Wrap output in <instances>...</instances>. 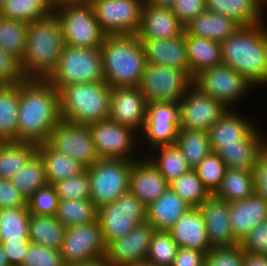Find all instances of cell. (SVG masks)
Instances as JSON below:
<instances>
[{"mask_svg": "<svg viewBox=\"0 0 267 266\" xmlns=\"http://www.w3.org/2000/svg\"><path fill=\"white\" fill-rule=\"evenodd\" d=\"M59 91L48 80L19 83V116L16 141L40 144L61 121Z\"/></svg>", "mask_w": 267, "mask_h": 266, "instance_id": "1", "label": "cell"}, {"mask_svg": "<svg viewBox=\"0 0 267 266\" xmlns=\"http://www.w3.org/2000/svg\"><path fill=\"white\" fill-rule=\"evenodd\" d=\"M265 20L241 26L221 43L222 63L242 74L254 88L267 87V26Z\"/></svg>", "mask_w": 267, "mask_h": 266, "instance_id": "2", "label": "cell"}, {"mask_svg": "<svg viewBox=\"0 0 267 266\" xmlns=\"http://www.w3.org/2000/svg\"><path fill=\"white\" fill-rule=\"evenodd\" d=\"M60 21L53 13L28 25L21 68L26 79L47 80L55 71L64 48Z\"/></svg>", "mask_w": 267, "mask_h": 266, "instance_id": "3", "label": "cell"}, {"mask_svg": "<svg viewBox=\"0 0 267 266\" xmlns=\"http://www.w3.org/2000/svg\"><path fill=\"white\" fill-rule=\"evenodd\" d=\"M100 49L104 81L111 88L139 87L147 62L137 35H108Z\"/></svg>", "mask_w": 267, "mask_h": 266, "instance_id": "4", "label": "cell"}, {"mask_svg": "<svg viewBox=\"0 0 267 266\" xmlns=\"http://www.w3.org/2000/svg\"><path fill=\"white\" fill-rule=\"evenodd\" d=\"M111 91L106 81L64 86L59 91L61 119L81 125L107 119Z\"/></svg>", "mask_w": 267, "mask_h": 266, "instance_id": "5", "label": "cell"}, {"mask_svg": "<svg viewBox=\"0 0 267 266\" xmlns=\"http://www.w3.org/2000/svg\"><path fill=\"white\" fill-rule=\"evenodd\" d=\"M47 80L58 91L71 84L104 81L100 47L64 45L58 65Z\"/></svg>", "mask_w": 267, "mask_h": 266, "instance_id": "6", "label": "cell"}, {"mask_svg": "<svg viewBox=\"0 0 267 266\" xmlns=\"http://www.w3.org/2000/svg\"><path fill=\"white\" fill-rule=\"evenodd\" d=\"M60 21L65 45L80 48L101 47L106 35L98 24L93 7L87 0L54 9Z\"/></svg>", "mask_w": 267, "mask_h": 266, "instance_id": "7", "label": "cell"}, {"mask_svg": "<svg viewBox=\"0 0 267 266\" xmlns=\"http://www.w3.org/2000/svg\"><path fill=\"white\" fill-rule=\"evenodd\" d=\"M134 161L99 159L88 167L90 200L97 209L114 202L129 191V177Z\"/></svg>", "mask_w": 267, "mask_h": 266, "instance_id": "8", "label": "cell"}, {"mask_svg": "<svg viewBox=\"0 0 267 266\" xmlns=\"http://www.w3.org/2000/svg\"><path fill=\"white\" fill-rule=\"evenodd\" d=\"M147 206L130 191L119 196L111 204L98 208L97 220L105 246L130 233L146 221Z\"/></svg>", "mask_w": 267, "mask_h": 266, "instance_id": "9", "label": "cell"}, {"mask_svg": "<svg viewBox=\"0 0 267 266\" xmlns=\"http://www.w3.org/2000/svg\"><path fill=\"white\" fill-rule=\"evenodd\" d=\"M192 84L202 93L220 101L227 109H233L243 98L246 99L250 90H254L242 74L223 63L199 73Z\"/></svg>", "mask_w": 267, "mask_h": 266, "instance_id": "10", "label": "cell"}, {"mask_svg": "<svg viewBox=\"0 0 267 266\" xmlns=\"http://www.w3.org/2000/svg\"><path fill=\"white\" fill-rule=\"evenodd\" d=\"M93 142L100 159L137 160L142 157L137 153L142 138L129 127L122 126L110 118L89 124ZM140 138V139H139ZM136 154H135V153Z\"/></svg>", "mask_w": 267, "mask_h": 266, "instance_id": "11", "label": "cell"}, {"mask_svg": "<svg viewBox=\"0 0 267 266\" xmlns=\"http://www.w3.org/2000/svg\"><path fill=\"white\" fill-rule=\"evenodd\" d=\"M192 79L182 70L147 63L139 84L147 104L153 102H179Z\"/></svg>", "mask_w": 267, "mask_h": 266, "instance_id": "12", "label": "cell"}, {"mask_svg": "<svg viewBox=\"0 0 267 266\" xmlns=\"http://www.w3.org/2000/svg\"><path fill=\"white\" fill-rule=\"evenodd\" d=\"M89 2L106 36L138 33L143 0H93Z\"/></svg>", "mask_w": 267, "mask_h": 266, "instance_id": "13", "label": "cell"}, {"mask_svg": "<svg viewBox=\"0 0 267 266\" xmlns=\"http://www.w3.org/2000/svg\"><path fill=\"white\" fill-rule=\"evenodd\" d=\"M60 252L66 266L104 258L106 246L98 220L66 227Z\"/></svg>", "mask_w": 267, "mask_h": 266, "instance_id": "14", "label": "cell"}, {"mask_svg": "<svg viewBox=\"0 0 267 266\" xmlns=\"http://www.w3.org/2000/svg\"><path fill=\"white\" fill-rule=\"evenodd\" d=\"M47 143L54 150L79 161L86 168L100 159L88 125L61 120L50 133Z\"/></svg>", "mask_w": 267, "mask_h": 266, "instance_id": "15", "label": "cell"}, {"mask_svg": "<svg viewBox=\"0 0 267 266\" xmlns=\"http://www.w3.org/2000/svg\"><path fill=\"white\" fill-rule=\"evenodd\" d=\"M180 129L208 131L228 110L193 84L178 102Z\"/></svg>", "mask_w": 267, "mask_h": 266, "instance_id": "16", "label": "cell"}, {"mask_svg": "<svg viewBox=\"0 0 267 266\" xmlns=\"http://www.w3.org/2000/svg\"><path fill=\"white\" fill-rule=\"evenodd\" d=\"M180 129V116L178 102H153L147 104L146 120L141 132L143 141L151 149L172 145Z\"/></svg>", "mask_w": 267, "mask_h": 266, "instance_id": "17", "label": "cell"}, {"mask_svg": "<svg viewBox=\"0 0 267 266\" xmlns=\"http://www.w3.org/2000/svg\"><path fill=\"white\" fill-rule=\"evenodd\" d=\"M147 103L139 87H114L110 95L109 116L116 123L141 135Z\"/></svg>", "mask_w": 267, "mask_h": 266, "instance_id": "18", "label": "cell"}, {"mask_svg": "<svg viewBox=\"0 0 267 266\" xmlns=\"http://www.w3.org/2000/svg\"><path fill=\"white\" fill-rule=\"evenodd\" d=\"M154 230L147 221L137 225L126 236L106 246L105 260L111 266H128L146 260Z\"/></svg>", "mask_w": 267, "mask_h": 266, "instance_id": "19", "label": "cell"}, {"mask_svg": "<svg viewBox=\"0 0 267 266\" xmlns=\"http://www.w3.org/2000/svg\"><path fill=\"white\" fill-rule=\"evenodd\" d=\"M211 248L238 245L230 224V203L210 195L199 207Z\"/></svg>", "mask_w": 267, "mask_h": 266, "instance_id": "20", "label": "cell"}, {"mask_svg": "<svg viewBox=\"0 0 267 266\" xmlns=\"http://www.w3.org/2000/svg\"><path fill=\"white\" fill-rule=\"evenodd\" d=\"M257 125L259 126L254 124L252 117L237 113L235 109H228L207 131L212 152L218 153L224 146L240 144Z\"/></svg>", "mask_w": 267, "mask_h": 266, "instance_id": "21", "label": "cell"}, {"mask_svg": "<svg viewBox=\"0 0 267 266\" xmlns=\"http://www.w3.org/2000/svg\"><path fill=\"white\" fill-rule=\"evenodd\" d=\"M184 31V26L171 7L143 3L141 25L136 34L139 39H172L182 35Z\"/></svg>", "mask_w": 267, "mask_h": 266, "instance_id": "22", "label": "cell"}, {"mask_svg": "<svg viewBox=\"0 0 267 266\" xmlns=\"http://www.w3.org/2000/svg\"><path fill=\"white\" fill-rule=\"evenodd\" d=\"M146 62L184 71L190 77L185 32L172 39H140Z\"/></svg>", "mask_w": 267, "mask_h": 266, "instance_id": "23", "label": "cell"}, {"mask_svg": "<svg viewBox=\"0 0 267 266\" xmlns=\"http://www.w3.org/2000/svg\"><path fill=\"white\" fill-rule=\"evenodd\" d=\"M168 185L146 156L134 160L129 177V191L146 206L157 200Z\"/></svg>", "mask_w": 267, "mask_h": 266, "instance_id": "24", "label": "cell"}, {"mask_svg": "<svg viewBox=\"0 0 267 266\" xmlns=\"http://www.w3.org/2000/svg\"><path fill=\"white\" fill-rule=\"evenodd\" d=\"M179 246L207 254L212 248L203 215L199 208H191L168 230Z\"/></svg>", "mask_w": 267, "mask_h": 266, "instance_id": "25", "label": "cell"}, {"mask_svg": "<svg viewBox=\"0 0 267 266\" xmlns=\"http://www.w3.org/2000/svg\"><path fill=\"white\" fill-rule=\"evenodd\" d=\"M264 221H267V201L256 193L244 200L230 203V224L239 243Z\"/></svg>", "mask_w": 267, "mask_h": 266, "instance_id": "26", "label": "cell"}, {"mask_svg": "<svg viewBox=\"0 0 267 266\" xmlns=\"http://www.w3.org/2000/svg\"><path fill=\"white\" fill-rule=\"evenodd\" d=\"M267 135L257 127L244 141L238 145L224 146L217 154L226 168L255 173L258 154Z\"/></svg>", "mask_w": 267, "mask_h": 266, "instance_id": "27", "label": "cell"}, {"mask_svg": "<svg viewBox=\"0 0 267 266\" xmlns=\"http://www.w3.org/2000/svg\"><path fill=\"white\" fill-rule=\"evenodd\" d=\"M170 187L146 208V221L155 230L168 231L177 220L191 209Z\"/></svg>", "mask_w": 267, "mask_h": 266, "instance_id": "28", "label": "cell"}, {"mask_svg": "<svg viewBox=\"0 0 267 266\" xmlns=\"http://www.w3.org/2000/svg\"><path fill=\"white\" fill-rule=\"evenodd\" d=\"M241 25L220 13L204 11L184 27L185 35H192L222 43L232 36Z\"/></svg>", "mask_w": 267, "mask_h": 266, "instance_id": "29", "label": "cell"}, {"mask_svg": "<svg viewBox=\"0 0 267 266\" xmlns=\"http://www.w3.org/2000/svg\"><path fill=\"white\" fill-rule=\"evenodd\" d=\"M190 78L222 63L221 43L202 37L185 35Z\"/></svg>", "mask_w": 267, "mask_h": 266, "instance_id": "30", "label": "cell"}, {"mask_svg": "<svg viewBox=\"0 0 267 266\" xmlns=\"http://www.w3.org/2000/svg\"><path fill=\"white\" fill-rule=\"evenodd\" d=\"M263 7L262 0H206L208 11L230 17L241 26L263 22Z\"/></svg>", "mask_w": 267, "mask_h": 266, "instance_id": "31", "label": "cell"}, {"mask_svg": "<svg viewBox=\"0 0 267 266\" xmlns=\"http://www.w3.org/2000/svg\"><path fill=\"white\" fill-rule=\"evenodd\" d=\"M37 154L43 160L46 179L51 185L76 176L86 169L79 161L54 150L47 142L37 144Z\"/></svg>", "mask_w": 267, "mask_h": 266, "instance_id": "32", "label": "cell"}, {"mask_svg": "<svg viewBox=\"0 0 267 266\" xmlns=\"http://www.w3.org/2000/svg\"><path fill=\"white\" fill-rule=\"evenodd\" d=\"M37 154V144L0 141V178L11 180Z\"/></svg>", "mask_w": 267, "mask_h": 266, "instance_id": "33", "label": "cell"}, {"mask_svg": "<svg viewBox=\"0 0 267 266\" xmlns=\"http://www.w3.org/2000/svg\"><path fill=\"white\" fill-rule=\"evenodd\" d=\"M65 230L55 216L30 214L29 240L34 245L60 251Z\"/></svg>", "mask_w": 267, "mask_h": 266, "instance_id": "34", "label": "cell"}, {"mask_svg": "<svg viewBox=\"0 0 267 266\" xmlns=\"http://www.w3.org/2000/svg\"><path fill=\"white\" fill-rule=\"evenodd\" d=\"M151 150H154L153 153L150 152V156L146 154V157L158 169L168 184L191 170L182 151L176 144L162 145Z\"/></svg>", "mask_w": 267, "mask_h": 266, "instance_id": "35", "label": "cell"}, {"mask_svg": "<svg viewBox=\"0 0 267 266\" xmlns=\"http://www.w3.org/2000/svg\"><path fill=\"white\" fill-rule=\"evenodd\" d=\"M19 84L0 86V141H16Z\"/></svg>", "mask_w": 267, "mask_h": 266, "instance_id": "36", "label": "cell"}, {"mask_svg": "<svg viewBox=\"0 0 267 266\" xmlns=\"http://www.w3.org/2000/svg\"><path fill=\"white\" fill-rule=\"evenodd\" d=\"M254 173L226 168L218 191L214 194L229 203L244 200L255 193Z\"/></svg>", "mask_w": 267, "mask_h": 266, "instance_id": "37", "label": "cell"}, {"mask_svg": "<svg viewBox=\"0 0 267 266\" xmlns=\"http://www.w3.org/2000/svg\"><path fill=\"white\" fill-rule=\"evenodd\" d=\"M175 144L191 169L212 152L208 132L203 130L179 129Z\"/></svg>", "mask_w": 267, "mask_h": 266, "instance_id": "38", "label": "cell"}, {"mask_svg": "<svg viewBox=\"0 0 267 266\" xmlns=\"http://www.w3.org/2000/svg\"><path fill=\"white\" fill-rule=\"evenodd\" d=\"M54 9L48 0H6L0 8V16L31 23L50 16Z\"/></svg>", "mask_w": 267, "mask_h": 266, "instance_id": "39", "label": "cell"}, {"mask_svg": "<svg viewBox=\"0 0 267 266\" xmlns=\"http://www.w3.org/2000/svg\"><path fill=\"white\" fill-rule=\"evenodd\" d=\"M28 207L0 209V242L29 240Z\"/></svg>", "mask_w": 267, "mask_h": 266, "instance_id": "40", "label": "cell"}, {"mask_svg": "<svg viewBox=\"0 0 267 266\" xmlns=\"http://www.w3.org/2000/svg\"><path fill=\"white\" fill-rule=\"evenodd\" d=\"M98 209L90 200H59L55 217L65 226L89 224L97 221Z\"/></svg>", "mask_w": 267, "mask_h": 266, "instance_id": "41", "label": "cell"}, {"mask_svg": "<svg viewBox=\"0 0 267 266\" xmlns=\"http://www.w3.org/2000/svg\"><path fill=\"white\" fill-rule=\"evenodd\" d=\"M29 23L0 16V49L17 57L25 55Z\"/></svg>", "mask_w": 267, "mask_h": 266, "instance_id": "42", "label": "cell"}, {"mask_svg": "<svg viewBox=\"0 0 267 266\" xmlns=\"http://www.w3.org/2000/svg\"><path fill=\"white\" fill-rule=\"evenodd\" d=\"M13 185L28 200L39 188L48 184L43 160L36 154L28 164L11 179Z\"/></svg>", "mask_w": 267, "mask_h": 266, "instance_id": "43", "label": "cell"}, {"mask_svg": "<svg viewBox=\"0 0 267 266\" xmlns=\"http://www.w3.org/2000/svg\"><path fill=\"white\" fill-rule=\"evenodd\" d=\"M168 186L192 208H199L210 196L194 169L182 174Z\"/></svg>", "mask_w": 267, "mask_h": 266, "instance_id": "44", "label": "cell"}, {"mask_svg": "<svg viewBox=\"0 0 267 266\" xmlns=\"http://www.w3.org/2000/svg\"><path fill=\"white\" fill-rule=\"evenodd\" d=\"M178 247L169 231L154 230L146 260L157 266H172Z\"/></svg>", "mask_w": 267, "mask_h": 266, "instance_id": "45", "label": "cell"}, {"mask_svg": "<svg viewBox=\"0 0 267 266\" xmlns=\"http://www.w3.org/2000/svg\"><path fill=\"white\" fill-rule=\"evenodd\" d=\"M205 189L210 195H214L222 182L226 166L217 153L211 152L195 168Z\"/></svg>", "mask_w": 267, "mask_h": 266, "instance_id": "46", "label": "cell"}, {"mask_svg": "<svg viewBox=\"0 0 267 266\" xmlns=\"http://www.w3.org/2000/svg\"><path fill=\"white\" fill-rule=\"evenodd\" d=\"M59 200L90 199V180L87 168L76 176L53 184Z\"/></svg>", "mask_w": 267, "mask_h": 266, "instance_id": "47", "label": "cell"}, {"mask_svg": "<svg viewBox=\"0 0 267 266\" xmlns=\"http://www.w3.org/2000/svg\"><path fill=\"white\" fill-rule=\"evenodd\" d=\"M58 196L51 184L39 188L28 200L30 214L55 216L58 207Z\"/></svg>", "mask_w": 267, "mask_h": 266, "instance_id": "48", "label": "cell"}, {"mask_svg": "<svg viewBox=\"0 0 267 266\" xmlns=\"http://www.w3.org/2000/svg\"><path fill=\"white\" fill-rule=\"evenodd\" d=\"M245 252L241 246L212 248L205 257V266H243Z\"/></svg>", "mask_w": 267, "mask_h": 266, "instance_id": "49", "label": "cell"}, {"mask_svg": "<svg viewBox=\"0 0 267 266\" xmlns=\"http://www.w3.org/2000/svg\"><path fill=\"white\" fill-rule=\"evenodd\" d=\"M21 266H66L59 250L31 244Z\"/></svg>", "mask_w": 267, "mask_h": 266, "instance_id": "50", "label": "cell"}, {"mask_svg": "<svg viewBox=\"0 0 267 266\" xmlns=\"http://www.w3.org/2000/svg\"><path fill=\"white\" fill-rule=\"evenodd\" d=\"M25 80L21 61L11 53L0 49V86H13Z\"/></svg>", "mask_w": 267, "mask_h": 266, "instance_id": "51", "label": "cell"}, {"mask_svg": "<svg viewBox=\"0 0 267 266\" xmlns=\"http://www.w3.org/2000/svg\"><path fill=\"white\" fill-rule=\"evenodd\" d=\"M239 245L245 253L267 255V221L253 228Z\"/></svg>", "mask_w": 267, "mask_h": 266, "instance_id": "52", "label": "cell"}, {"mask_svg": "<svg viewBox=\"0 0 267 266\" xmlns=\"http://www.w3.org/2000/svg\"><path fill=\"white\" fill-rule=\"evenodd\" d=\"M171 9L185 27L199 14L207 10L206 0H177Z\"/></svg>", "mask_w": 267, "mask_h": 266, "instance_id": "53", "label": "cell"}, {"mask_svg": "<svg viewBox=\"0 0 267 266\" xmlns=\"http://www.w3.org/2000/svg\"><path fill=\"white\" fill-rule=\"evenodd\" d=\"M28 207L27 200L9 179L0 178V209Z\"/></svg>", "mask_w": 267, "mask_h": 266, "instance_id": "54", "label": "cell"}, {"mask_svg": "<svg viewBox=\"0 0 267 266\" xmlns=\"http://www.w3.org/2000/svg\"><path fill=\"white\" fill-rule=\"evenodd\" d=\"M255 193L267 201V140L260 148L254 173Z\"/></svg>", "mask_w": 267, "mask_h": 266, "instance_id": "55", "label": "cell"}, {"mask_svg": "<svg viewBox=\"0 0 267 266\" xmlns=\"http://www.w3.org/2000/svg\"><path fill=\"white\" fill-rule=\"evenodd\" d=\"M6 253L10 266H21L29 246L32 244L30 240L0 242Z\"/></svg>", "mask_w": 267, "mask_h": 266, "instance_id": "56", "label": "cell"}, {"mask_svg": "<svg viewBox=\"0 0 267 266\" xmlns=\"http://www.w3.org/2000/svg\"><path fill=\"white\" fill-rule=\"evenodd\" d=\"M205 257L199 250L178 247L172 266H205Z\"/></svg>", "mask_w": 267, "mask_h": 266, "instance_id": "57", "label": "cell"}, {"mask_svg": "<svg viewBox=\"0 0 267 266\" xmlns=\"http://www.w3.org/2000/svg\"><path fill=\"white\" fill-rule=\"evenodd\" d=\"M243 266H267V255L245 253Z\"/></svg>", "mask_w": 267, "mask_h": 266, "instance_id": "58", "label": "cell"}, {"mask_svg": "<svg viewBox=\"0 0 267 266\" xmlns=\"http://www.w3.org/2000/svg\"><path fill=\"white\" fill-rule=\"evenodd\" d=\"M177 0H143L144 4L156 6L171 7Z\"/></svg>", "mask_w": 267, "mask_h": 266, "instance_id": "59", "label": "cell"}, {"mask_svg": "<svg viewBox=\"0 0 267 266\" xmlns=\"http://www.w3.org/2000/svg\"><path fill=\"white\" fill-rule=\"evenodd\" d=\"M67 266H111V265L105 260V258H101L88 263L73 264Z\"/></svg>", "mask_w": 267, "mask_h": 266, "instance_id": "60", "label": "cell"}, {"mask_svg": "<svg viewBox=\"0 0 267 266\" xmlns=\"http://www.w3.org/2000/svg\"><path fill=\"white\" fill-rule=\"evenodd\" d=\"M78 1L80 0H48L49 4L52 6L53 9L65 4H70Z\"/></svg>", "mask_w": 267, "mask_h": 266, "instance_id": "61", "label": "cell"}, {"mask_svg": "<svg viewBox=\"0 0 267 266\" xmlns=\"http://www.w3.org/2000/svg\"><path fill=\"white\" fill-rule=\"evenodd\" d=\"M0 266H10L6 253L4 252V249L1 246V244H0Z\"/></svg>", "mask_w": 267, "mask_h": 266, "instance_id": "62", "label": "cell"}, {"mask_svg": "<svg viewBox=\"0 0 267 266\" xmlns=\"http://www.w3.org/2000/svg\"><path fill=\"white\" fill-rule=\"evenodd\" d=\"M128 266H157V265H154L153 263H151L148 260H143V261L131 263Z\"/></svg>", "mask_w": 267, "mask_h": 266, "instance_id": "63", "label": "cell"}, {"mask_svg": "<svg viewBox=\"0 0 267 266\" xmlns=\"http://www.w3.org/2000/svg\"><path fill=\"white\" fill-rule=\"evenodd\" d=\"M6 0H0V8L3 6Z\"/></svg>", "mask_w": 267, "mask_h": 266, "instance_id": "64", "label": "cell"}, {"mask_svg": "<svg viewBox=\"0 0 267 266\" xmlns=\"http://www.w3.org/2000/svg\"><path fill=\"white\" fill-rule=\"evenodd\" d=\"M263 1V4H264V8L266 7L267 8V0H262Z\"/></svg>", "mask_w": 267, "mask_h": 266, "instance_id": "65", "label": "cell"}]
</instances>
